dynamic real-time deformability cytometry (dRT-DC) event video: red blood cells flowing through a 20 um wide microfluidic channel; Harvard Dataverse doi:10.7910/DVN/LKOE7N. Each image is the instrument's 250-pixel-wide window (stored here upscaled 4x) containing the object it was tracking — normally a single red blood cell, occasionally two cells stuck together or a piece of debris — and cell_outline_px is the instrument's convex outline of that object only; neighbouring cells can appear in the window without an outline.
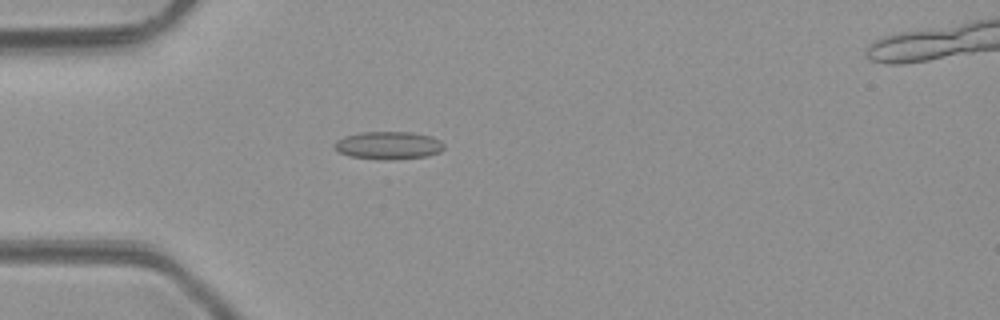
{"species": "common noctule bat (a hibernating species)", "species_latin": "Nyctalus noctula", "temperature_condition": "room temperature", "stored_images_in_passage": 3, "camera_frame_rate_fps": 3000, "um_per_image_px": 0.085, "animal": {"sex": "male", "body_mass_g": 23.1, "forearm_length_mm": 52.7}, "frame": {"image": 1, "passage_image": 3, "time_ms": 2.333, "image_size_px": [1000, 320], "cell_outline_px": [[444, 148], [440, 152], [428, 156], [392, 160], [384, 160], [352, 156], [340, 152], [332, 148], [332, 144], [336, 140], [344, 136], [360, 132], [412, 132], [432, 136], [440, 140], [444, 144]], "centroid_in_image_um": [33.02, 12.35], "position_along_channel_um": 52.0, "area_um2": 17.98}}